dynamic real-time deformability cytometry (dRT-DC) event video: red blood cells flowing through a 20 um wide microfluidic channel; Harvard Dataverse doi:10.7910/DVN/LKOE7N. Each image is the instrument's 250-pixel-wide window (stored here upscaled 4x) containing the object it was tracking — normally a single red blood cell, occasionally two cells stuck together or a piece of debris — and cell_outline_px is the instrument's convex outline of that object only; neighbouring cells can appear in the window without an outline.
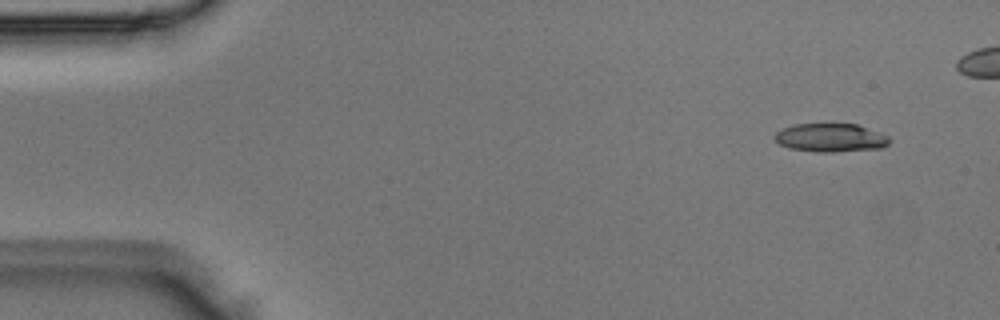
{"species": "Egyptian fruit bat (a non-hibernating species)", "species_latin": "Rousettus aegyptiacus", "temperature_condition": "room temperature", "stored_images_in_passage": 6, "camera_frame_rate_fps": 3000, "um_per_image_px": 0.085, "animal": {"sex": "male"}, "frame": {"image": 1, "passage_image": 2, "time_ms": 0.333, "image_size_px": [1000, 320], "cell_outline_px": [[888, 144], [880, 148], [832, 152], [816, 152], [788, 148], [780, 144], [772, 136], [776, 132], [792, 124], [856, 124], [888, 136]], "centroid_in_image_um": [70.54, 11.71], "position_along_channel_um": 14.5, "area_um2": 18.84}}
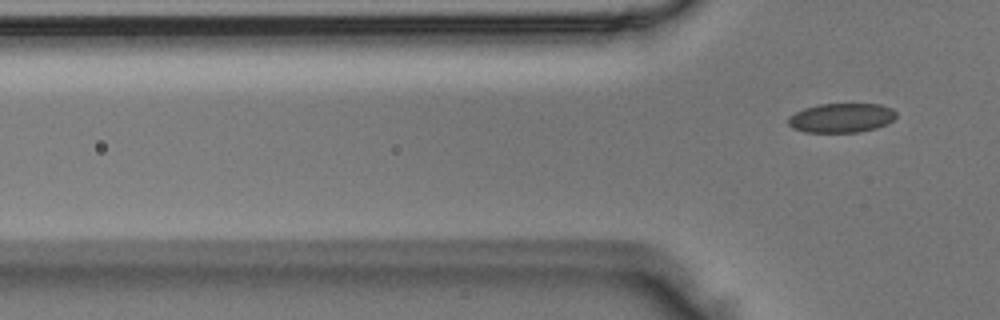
{"frame": {"image": 2, "passage_image": 6, "time_ms": 1.667, "image_size_px": [1000, 320], "cell_outline_px": [[896, 116], [888, 124], [876, 128], [860, 132], [804, 132], [792, 128], [788, 124], [788, 116], [804, 108], [820, 104], [880, 104], [892, 108], [896, 112]], "centroid_in_image_um": [71.52, 10.02], "position_along_channel_um": 54.3, "area_um2": 18.55}}